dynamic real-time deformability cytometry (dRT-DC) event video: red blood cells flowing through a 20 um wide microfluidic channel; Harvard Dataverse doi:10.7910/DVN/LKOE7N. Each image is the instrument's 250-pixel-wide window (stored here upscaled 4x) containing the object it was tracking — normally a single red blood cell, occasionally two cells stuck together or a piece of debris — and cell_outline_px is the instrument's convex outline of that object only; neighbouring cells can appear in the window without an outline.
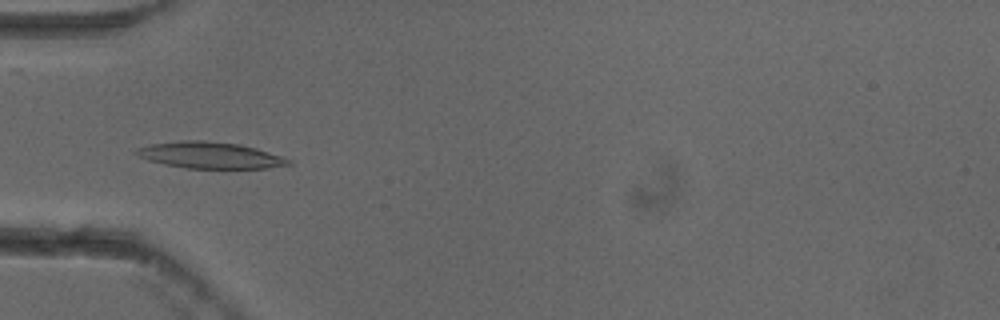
{"species": "common noctule bat (a hibernating species)", "species_latin": "Nyctalus noctula", "temperature_condition": "cold", "stored_images_in_passage": 54, "camera_frame_rate_fps": 3000, "um_per_image_px": 0.085, "animal": {"sex": "female"}, "frame": {"image": 1, "passage_image": 18, "time_ms": 5.667, "image_size_px": [1000, 320], "cell_outline_px": [[292, 164], [268, 168], [188, 168], [164, 164], [148, 160], [132, 152], [136, 148], [152, 144], [180, 140], [204, 140], [240, 144], [256, 148], [284, 156], [292, 160]], "centroid_in_image_um": [17.88, 13.19], "position_along_channel_um": 67.1, "area_um2": 23.52}}
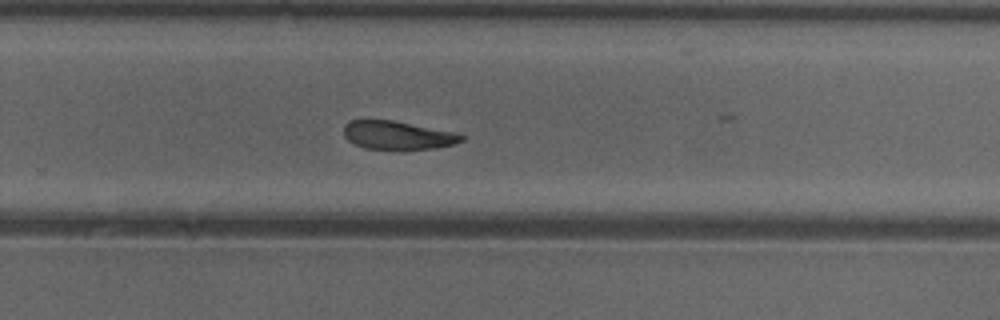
{"frame": {"image": 2, "passage_image": 36, "time_ms": 11.667, "image_size_px": [1000, 320], "cell_outline_px": [[464, 140], [452, 144], [436, 148], [404, 152], [364, 148], [348, 140], [344, 136], [344, 124], [352, 120], [368, 116], [392, 120], [460, 132], [464, 136]], "centroid_in_image_um": [33.79, 11.49], "position_along_channel_um": 296.0, "area_um2": 20.92}}
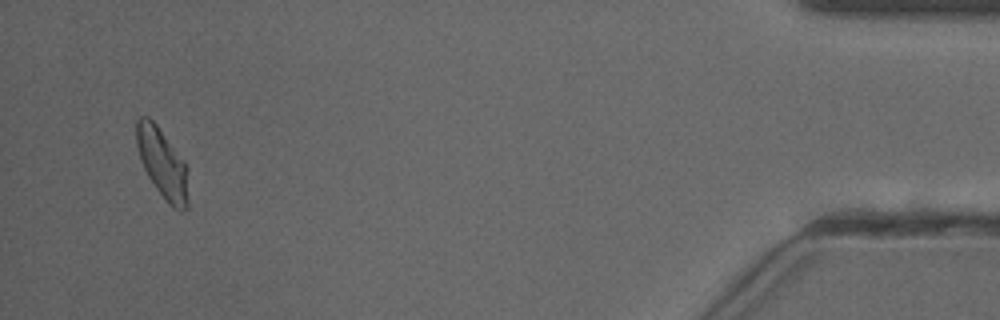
{"frame": {"image": 3, "passage_image": 52, "time_ms": 17.0, "image_size_px": [1000, 320], "cell_outline_px": [[188, 208], [184, 212], [180, 212], [172, 208], [168, 204], [156, 188], [148, 176], [140, 160], [136, 144], [136, 120], [140, 116], [148, 116], [156, 124], [184, 160], [188, 168]], "centroid_in_image_um": [13.83, 13.92], "position_along_channel_um": 421.4, "area_um2": 21.39}, "authors_computed_cell_mechanics": {"area_um2": 21.4149, "velocity_mm_per_s": 3.8372, "shape_relaxation_time_tau1_ms": 8.2373, "shape_relaxation_time_tau2_ms": 5.2034, "deformation_change_tau1": 0.186, "deformation_change_tau2": 0.1325}}